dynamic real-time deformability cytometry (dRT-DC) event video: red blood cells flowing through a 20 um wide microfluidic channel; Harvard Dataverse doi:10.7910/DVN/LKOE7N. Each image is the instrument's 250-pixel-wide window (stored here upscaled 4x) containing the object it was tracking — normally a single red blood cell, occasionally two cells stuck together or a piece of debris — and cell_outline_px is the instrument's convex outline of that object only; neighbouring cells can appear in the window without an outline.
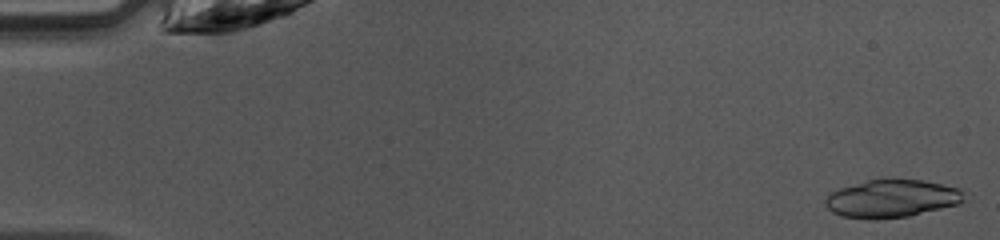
{"species": "common noctule bat (a hibernating species)", "species_latin": "Nyctalus noctula", "temperature_condition": "warm", "stored_images_in_passage": 46, "camera_frame_rate_fps": 3000, "um_per_image_px": 0.085, "animal": {"sex": "female", "body_mass_g": 10.0, "forearm_length_mm": 53.1}, "frame": {"image": 1, "passage_image": 1, "time_ms": 0.0, "image_size_px": [1000, 240], "cell_outline_px": [[964, 200], [960, 204], [908, 216], [876, 220], [840, 216], [832, 212], [824, 204], [824, 200], [832, 192], [840, 188], [868, 180], [892, 176], [924, 180], [960, 188]], "centroid_in_image_um": [75.8, 16.85], "position_along_channel_um": 9.2, "area_um2": 31.21}}